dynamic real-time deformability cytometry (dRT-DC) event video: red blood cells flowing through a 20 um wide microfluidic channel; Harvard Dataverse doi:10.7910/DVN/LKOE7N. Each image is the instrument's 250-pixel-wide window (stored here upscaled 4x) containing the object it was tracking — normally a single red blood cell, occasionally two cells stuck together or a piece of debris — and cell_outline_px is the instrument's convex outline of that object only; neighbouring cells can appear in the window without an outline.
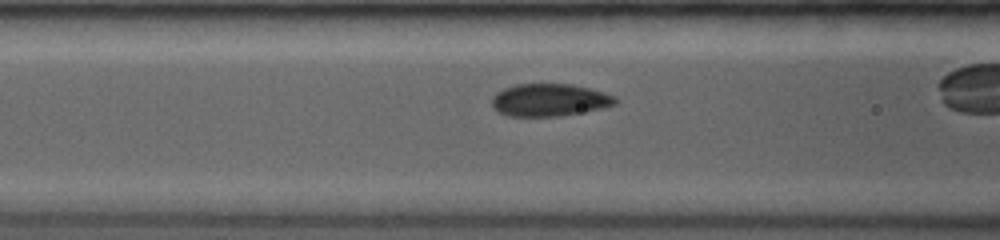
{"species": "common noctule bat (a hibernating species)", "species_latin": "Nyctalus noctula", "temperature_condition": "room temperature", "stored_images_in_passage": 51, "camera_frame_rate_fps": 3500, "um_per_image_px": 0.085, "animal": {"sex": "female", "body_mass_g": 19.0, "forearm_length_mm": 53.3}, "frame": {"image": 1, "passage_image": 12, "time_ms": 2.0, "image_size_px": [1000, 240], "cell_outline_px": [[616, 104], [604, 108], [560, 116], [508, 116], [496, 112], [492, 108], [492, 96], [496, 92], [504, 88], [516, 84], [572, 84], [604, 92], [616, 96]], "centroid_in_image_um": [46.68, 8.5], "position_along_channel_um": 119.9, "area_um2": 23.58}}
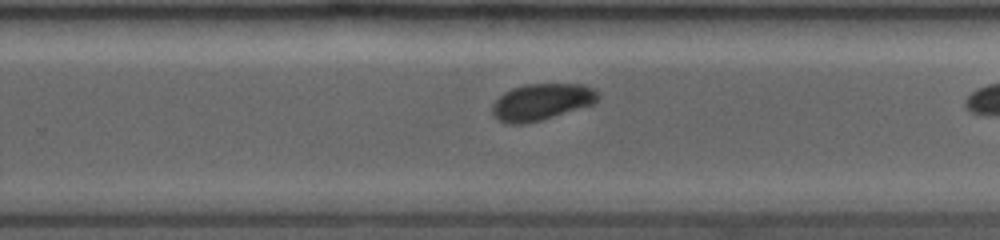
{"frame": {"image": 2, "passage_image": 30, "time_ms": 6.0, "image_size_px": [1000, 240], "cell_outline_px": [[600, 100], [592, 104], [540, 120], [524, 124], [504, 124], [496, 120], [492, 112], [492, 104], [504, 92], [512, 88], [524, 84], [584, 84], [596, 88], [600, 96]], "centroid_in_image_um": [46.03, 8.66], "position_along_channel_um": 283.8, "area_um2": 22.72}}
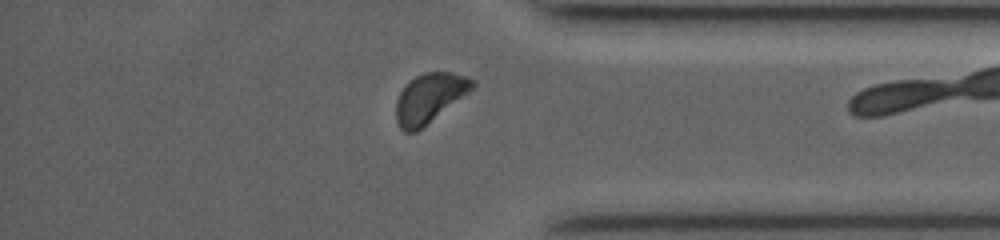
{"frame": {"image": 3, "passage_image": 46, "time_ms": 8.857, "image_size_px": [1000, 240], "cell_outline_px": [[476, 84], [468, 92], [416, 132], [404, 132], [400, 128], [396, 120], [396, 100], [400, 92], [416, 76], [424, 72], [452, 72], [468, 76], [476, 80]], "centroid_in_image_um": [36.51, 8.32], "position_along_channel_um": 398.7, "area_um2": 21.56}, "authors_computed_cell_mechanics": {"area_um2": 23.1778, "velocity_mm_per_s": 4.1084, "shape_relaxation_time_tau1_ms": 4.6529, "shape_relaxation_time_tau2_ms": null, "deformation_change_tau1": 0.1361, "deformation_change_tau2": null}}